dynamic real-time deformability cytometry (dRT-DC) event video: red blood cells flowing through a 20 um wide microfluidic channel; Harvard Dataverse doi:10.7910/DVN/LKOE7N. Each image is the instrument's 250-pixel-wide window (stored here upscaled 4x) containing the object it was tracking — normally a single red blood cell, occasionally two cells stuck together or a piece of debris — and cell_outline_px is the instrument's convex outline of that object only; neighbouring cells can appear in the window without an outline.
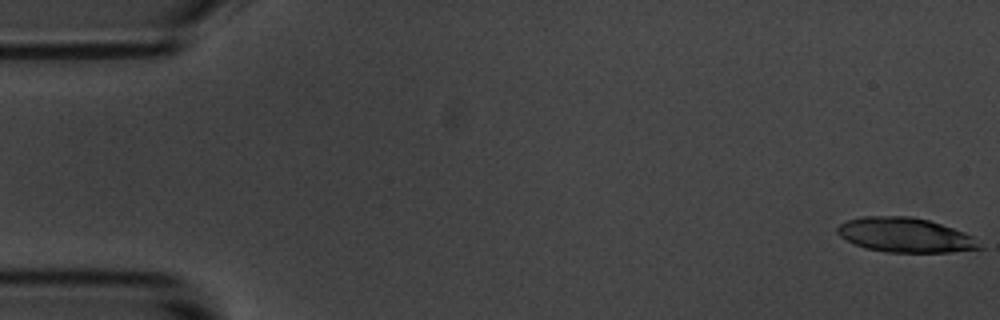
{"species": "common noctule bat (a hibernating species)", "species_latin": "Nyctalus noctula", "temperature_condition": "room temperature", "stored_images_in_passage": 56, "camera_frame_rate_fps": 3000, "um_per_image_px": 0.085, "animal": {"sex": "male", "body_mass_g": 20.1, "forearm_length_mm": 53.5}, "frame": {"image": 1, "passage_image": 1, "time_ms": 0.0, "image_size_px": [1000, 320], "cell_outline_px": [[984, 248], [952, 252], [888, 252], [864, 248], [840, 236], [836, 232], [836, 228], [840, 224], [848, 220], [864, 216], [912, 216], [928, 220], [964, 232], [972, 236]], "centroid_in_image_um": [76.94, 19.98], "position_along_channel_um": 8.1, "area_um2": 28.44}}